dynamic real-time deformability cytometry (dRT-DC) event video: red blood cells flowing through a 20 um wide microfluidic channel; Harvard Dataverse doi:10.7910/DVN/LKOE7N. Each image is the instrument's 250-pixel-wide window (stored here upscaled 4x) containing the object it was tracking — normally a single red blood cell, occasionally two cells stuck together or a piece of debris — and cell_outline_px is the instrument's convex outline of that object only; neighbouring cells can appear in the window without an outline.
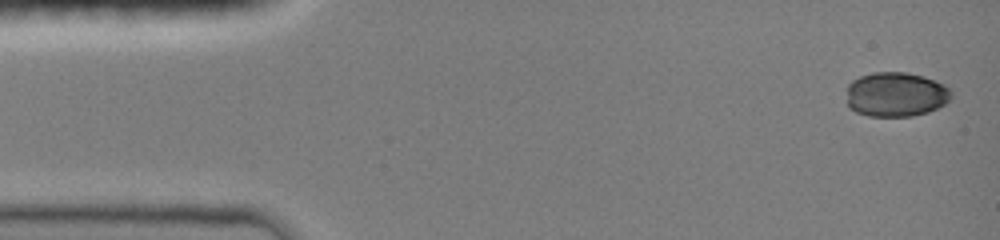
{"species": "common noctule bat (a hibernating species)", "species_latin": "Nyctalus noctula", "temperature_condition": "room temperature", "stored_images_in_passage": 44, "camera_frame_rate_fps": 3000, "um_per_image_px": 0.085, "animal": {"sex": "female", "body_mass_g": 19.0, "forearm_length_mm": 51.5}, "frame": {"image": 1, "passage_image": 1, "time_ms": 0.0, "image_size_px": [1000, 240], "cell_outline_px": [[952, 96], [944, 104], [928, 112], [912, 116], [868, 116], [856, 112], [848, 108], [848, 84], [852, 80], [860, 76], [872, 72], [908, 72], [924, 76], [944, 84], [952, 92]], "centroid_in_image_um": [76.14, 8.02], "position_along_channel_um": 8.9, "area_um2": 27.34}}
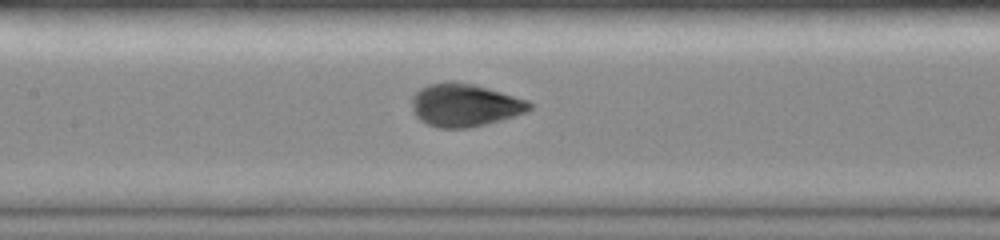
{"frame": {"image": 2, "passage_image": 19, "time_ms": 6.667, "image_size_px": [1000, 240], "cell_outline_px": [[532, 108], [528, 112], [500, 120], [468, 128], [440, 128], [428, 124], [420, 120], [416, 116], [412, 108], [412, 96], [420, 88], [428, 84], [448, 80], [456, 80], [476, 84], [528, 100], [532, 104]], "centroid_in_image_um": [39.5, 8.91], "position_along_channel_um": 167.9, "area_um2": 29.71}}
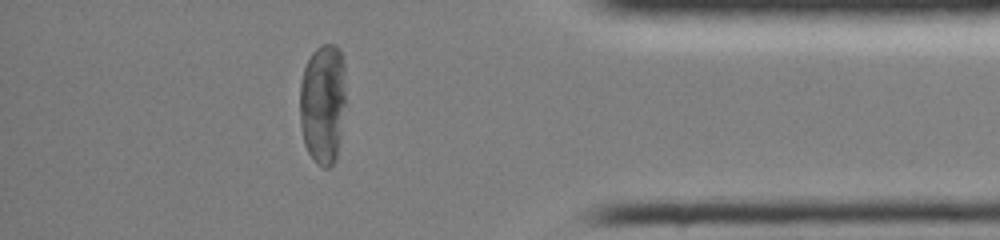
{"frame": {"image": 3, "passage_image": 38, "time_ms": 13.0, "image_size_px": [1000, 240], "cell_outline_px": [[344, 104], [340, 140], [336, 160], [328, 168], [324, 168], [316, 164], [308, 152], [304, 144], [300, 124], [300, 84], [304, 68], [312, 52], [320, 44], [336, 44], [340, 48], [344, 60]], "centroid_in_image_um": [27.43, 8.8], "position_along_channel_um": 407.8, "area_um2": 32.66}, "authors_computed_cell_mechanics": {"area_um2": 29.2468, "velocity_mm_per_s": 4.0659, "shape_relaxation_time_tau1_ms": 7.5154, "shape_relaxation_time_tau2_ms": null, "deformation_change_tau1": 0.2891, "deformation_change_tau2": null}}